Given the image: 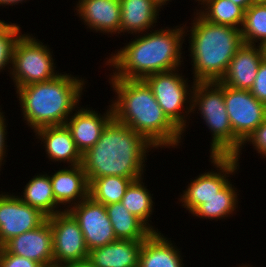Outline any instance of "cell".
Listing matches in <instances>:
<instances>
[{
  "instance_id": "1f68e13d",
  "label": "cell",
  "mask_w": 266,
  "mask_h": 267,
  "mask_svg": "<svg viewBox=\"0 0 266 267\" xmlns=\"http://www.w3.org/2000/svg\"><path fill=\"white\" fill-rule=\"evenodd\" d=\"M250 91L258 101L266 104V59L260 64Z\"/></svg>"
},
{
  "instance_id": "f546056e",
  "label": "cell",
  "mask_w": 266,
  "mask_h": 267,
  "mask_svg": "<svg viewBox=\"0 0 266 267\" xmlns=\"http://www.w3.org/2000/svg\"><path fill=\"white\" fill-rule=\"evenodd\" d=\"M20 30V25L16 23H7L4 20L0 23V72L5 70V67L11 72L14 48L23 35Z\"/></svg>"
},
{
  "instance_id": "44dd1931",
  "label": "cell",
  "mask_w": 266,
  "mask_h": 267,
  "mask_svg": "<svg viewBox=\"0 0 266 267\" xmlns=\"http://www.w3.org/2000/svg\"><path fill=\"white\" fill-rule=\"evenodd\" d=\"M120 4V34L127 32L133 36L154 28L159 18L160 8H163L154 0H120Z\"/></svg>"
},
{
  "instance_id": "60d3db41",
  "label": "cell",
  "mask_w": 266,
  "mask_h": 267,
  "mask_svg": "<svg viewBox=\"0 0 266 267\" xmlns=\"http://www.w3.org/2000/svg\"><path fill=\"white\" fill-rule=\"evenodd\" d=\"M263 50H264V56H265V59H266V45L263 46Z\"/></svg>"
},
{
  "instance_id": "4fadbf2b",
  "label": "cell",
  "mask_w": 266,
  "mask_h": 267,
  "mask_svg": "<svg viewBox=\"0 0 266 267\" xmlns=\"http://www.w3.org/2000/svg\"><path fill=\"white\" fill-rule=\"evenodd\" d=\"M46 219L44 214L24 203L18 195L0 194V241L3 245L15 236L37 228Z\"/></svg>"
},
{
  "instance_id": "2e32d148",
  "label": "cell",
  "mask_w": 266,
  "mask_h": 267,
  "mask_svg": "<svg viewBox=\"0 0 266 267\" xmlns=\"http://www.w3.org/2000/svg\"><path fill=\"white\" fill-rule=\"evenodd\" d=\"M264 59L263 46L243 44L231 59L220 82L234 89L250 91Z\"/></svg>"
},
{
  "instance_id": "6da1fadb",
  "label": "cell",
  "mask_w": 266,
  "mask_h": 267,
  "mask_svg": "<svg viewBox=\"0 0 266 267\" xmlns=\"http://www.w3.org/2000/svg\"><path fill=\"white\" fill-rule=\"evenodd\" d=\"M109 80L117 95L111 102L115 120L142 135L156 149L176 148L182 142V131L167 117L143 79Z\"/></svg>"
},
{
  "instance_id": "e0dca14e",
  "label": "cell",
  "mask_w": 266,
  "mask_h": 267,
  "mask_svg": "<svg viewBox=\"0 0 266 267\" xmlns=\"http://www.w3.org/2000/svg\"><path fill=\"white\" fill-rule=\"evenodd\" d=\"M75 7L79 18L90 30L112 36L120 34V0H81Z\"/></svg>"
},
{
  "instance_id": "ffe728a7",
  "label": "cell",
  "mask_w": 266,
  "mask_h": 267,
  "mask_svg": "<svg viewBox=\"0 0 266 267\" xmlns=\"http://www.w3.org/2000/svg\"><path fill=\"white\" fill-rule=\"evenodd\" d=\"M142 245L143 241L117 239L89 251L87 260L95 267H139Z\"/></svg>"
},
{
  "instance_id": "74e56055",
  "label": "cell",
  "mask_w": 266,
  "mask_h": 267,
  "mask_svg": "<svg viewBox=\"0 0 266 267\" xmlns=\"http://www.w3.org/2000/svg\"><path fill=\"white\" fill-rule=\"evenodd\" d=\"M158 5H160L161 7H162V5H163V7H164V5H167L169 2L168 1H170L171 2V0H154Z\"/></svg>"
},
{
  "instance_id": "ab89813d",
  "label": "cell",
  "mask_w": 266,
  "mask_h": 267,
  "mask_svg": "<svg viewBox=\"0 0 266 267\" xmlns=\"http://www.w3.org/2000/svg\"><path fill=\"white\" fill-rule=\"evenodd\" d=\"M3 244L1 243V241H0V256H1V253H2V250H3Z\"/></svg>"
},
{
  "instance_id": "5b68a950",
  "label": "cell",
  "mask_w": 266,
  "mask_h": 267,
  "mask_svg": "<svg viewBox=\"0 0 266 267\" xmlns=\"http://www.w3.org/2000/svg\"><path fill=\"white\" fill-rule=\"evenodd\" d=\"M196 13V14H195ZM188 31L189 51L195 82H217L225 75L231 59L244 44L241 29L209 22L197 11ZM186 26V27H185Z\"/></svg>"
},
{
  "instance_id": "7a4b0ae2",
  "label": "cell",
  "mask_w": 266,
  "mask_h": 267,
  "mask_svg": "<svg viewBox=\"0 0 266 267\" xmlns=\"http://www.w3.org/2000/svg\"><path fill=\"white\" fill-rule=\"evenodd\" d=\"M184 30L183 25L138 34L109 59L105 58V64L115 70L109 78L144 79L151 74L178 69L184 64L181 50L187 34Z\"/></svg>"
},
{
  "instance_id": "d590c367",
  "label": "cell",
  "mask_w": 266,
  "mask_h": 267,
  "mask_svg": "<svg viewBox=\"0 0 266 267\" xmlns=\"http://www.w3.org/2000/svg\"><path fill=\"white\" fill-rule=\"evenodd\" d=\"M230 1L242 7L244 10H247L254 3V0H230Z\"/></svg>"
},
{
  "instance_id": "d6986e66",
  "label": "cell",
  "mask_w": 266,
  "mask_h": 267,
  "mask_svg": "<svg viewBox=\"0 0 266 267\" xmlns=\"http://www.w3.org/2000/svg\"><path fill=\"white\" fill-rule=\"evenodd\" d=\"M34 132L41 144H44L49 161L67 162L69 167L82 164V155L76 148L73 137L65 124L45 126Z\"/></svg>"
},
{
  "instance_id": "8fae6325",
  "label": "cell",
  "mask_w": 266,
  "mask_h": 267,
  "mask_svg": "<svg viewBox=\"0 0 266 267\" xmlns=\"http://www.w3.org/2000/svg\"><path fill=\"white\" fill-rule=\"evenodd\" d=\"M224 103L233 135L241 144L266 119V104L258 101L249 90L224 85Z\"/></svg>"
},
{
  "instance_id": "8992f818",
  "label": "cell",
  "mask_w": 266,
  "mask_h": 267,
  "mask_svg": "<svg viewBox=\"0 0 266 267\" xmlns=\"http://www.w3.org/2000/svg\"><path fill=\"white\" fill-rule=\"evenodd\" d=\"M192 91V113L196 112L211 132L210 156H234L242 144L233 135V129L224 103V84L195 82Z\"/></svg>"
},
{
  "instance_id": "d6a6232c",
  "label": "cell",
  "mask_w": 266,
  "mask_h": 267,
  "mask_svg": "<svg viewBox=\"0 0 266 267\" xmlns=\"http://www.w3.org/2000/svg\"><path fill=\"white\" fill-rule=\"evenodd\" d=\"M0 267H42L39 263L8 253L4 248L0 256Z\"/></svg>"
},
{
  "instance_id": "8d00e7d4",
  "label": "cell",
  "mask_w": 266,
  "mask_h": 267,
  "mask_svg": "<svg viewBox=\"0 0 266 267\" xmlns=\"http://www.w3.org/2000/svg\"><path fill=\"white\" fill-rule=\"evenodd\" d=\"M25 2L26 3V1L27 0H0V6L2 5V6H6V5H8V6H13V5H18L19 3H21L22 4V2Z\"/></svg>"
},
{
  "instance_id": "b9f144b4",
  "label": "cell",
  "mask_w": 266,
  "mask_h": 267,
  "mask_svg": "<svg viewBox=\"0 0 266 267\" xmlns=\"http://www.w3.org/2000/svg\"><path fill=\"white\" fill-rule=\"evenodd\" d=\"M248 266H249V267H252V266H250V265H242V266L239 265V267H248Z\"/></svg>"
},
{
  "instance_id": "30bf717a",
  "label": "cell",
  "mask_w": 266,
  "mask_h": 267,
  "mask_svg": "<svg viewBox=\"0 0 266 267\" xmlns=\"http://www.w3.org/2000/svg\"><path fill=\"white\" fill-rule=\"evenodd\" d=\"M47 219L52 229L53 266L86 260L89 250L73 215L66 210Z\"/></svg>"
},
{
  "instance_id": "484cf974",
  "label": "cell",
  "mask_w": 266,
  "mask_h": 267,
  "mask_svg": "<svg viewBox=\"0 0 266 267\" xmlns=\"http://www.w3.org/2000/svg\"><path fill=\"white\" fill-rule=\"evenodd\" d=\"M231 181L220 190L216 196L207 200V203L198 206L191 214L200 219H212L218 221L235 213L238 208V192ZM231 214V215H230Z\"/></svg>"
},
{
  "instance_id": "4dcf8cb0",
  "label": "cell",
  "mask_w": 266,
  "mask_h": 267,
  "mask_svg": "<svg viewBox=\"0 0 266 267\" xmlns=\"http://www.w3.org/2000/svg\"><path fill=\"white\" fill-rule=\"evenodd\" d=\"M252 144L254 149L258 151L264 158L266 157V119L247 137L242 143L241 149L233 156L238 162L240 159V153L244 144Z\"/></svg>"
},
{
  "instance_id": "83f0119b",
  "label": "cell",
  "mask_w": 266,
  "mask_h": 267,
  "mask_svg": "<svg viewBox=\"0 0 266 267\" xmlns=\"http://www.w3.org/2000/svg\"><path fill=\"white\" fill-rule=\"evenodd\" d=\"M132 181H134L132 178L115 175L94 178L89 183V196L104 206L118 203Z\"/></svg>"
},
{
  "instance_id": "603a6c76",
  "label": "cell",
  "mask_w": 266,
  "mask_h": 267,
  "mask_svg": "<svg viewBox=\"0 0 266 267\" xmlns=\"http://www.w3.org/2000/svg\"><path fill=\"white\" fill-rule=\"evenodd\" d=\"M23 191V195L18 197L24 203L38 209L47 218L64 211V209H59L62 206H59L55 201L50 175L47 173L37 174V176L35 174L25 185Z\"/></svg>"
},
{
  "instance_id": "cb8c5ba5",
  "label": "cell",
  "mask_w": 266,
  "mask_h": 267,
  "mask_svg": "<svg viewBox=\"0 0 266 267\" xmlns=\"http://www.w3.org/2000/svg\"><path fill=\"white\" fill-rule=\"evenodd\" d=\"M105 208L117 239L143 241L152 233L140 219L129 213L120 202L109 204Z\"/></svg>"
},
{
  "instance_id": "9c48e42d",
  "label": "cell",
  "mask_w": 266,
  "mask_h": 267,
  "mask_svg": "<svg viewBox=\"0 0 266 267\" xmlns=\"http://www.w3.org/2000/svg\"><path fill=\"white\" fill-rule=\"evenodd\" d=\"M213 167L217 172L211 170L190 180L186 190L178 199L182 206L189 212H193L201 204L207 203V200L216 196L230 181L227 177L237 173L239 162L233 156H210Z\"/></svg>"
},
{
  "instance_id": "52a82bcc",
  "label": "cell",
  "mask_w": 266,
  "mask_h": 267,
  "mask_svg": "<svg viewBox=\"0 0 266 267\" xmlns=\"http://www.w3.org/2000/svg\"><path fill=\"white\" fill-rule=\"evenodd\" d=\"M53 52L32 34H23L17 41L11 72L15 89L56 78L59 74L53 59Z\"/></svg>"
},
{
  "instance_id": "7402d4cb",
  "label": "cell",
  "mask_w": 266,
  "mask_h": 267,
  "mask_svg": "<svg viewBox=\"0 0 266 267\" xmlns=\"http://www.w3.org/2000/svg\"><path fill=\"white\" fill-rule=\"evenodd\" d=\"M161 234L152 232L143 240L139 267H184L180 249Z\"/></svg>"
},
{
  "instance_id": "277c9868",
  "label": "cell",
  "mask_w": 266,
  "mask_h": 267,
  "mask_svg": "<svg viewBox=\"0 0 266 267\" xmlns=\"http://www.w3.org/2000/svg\"><path fill=\"white\" fill-rule=\"evenodd\" d=\"M85 83L82 77L61 73L52 80L17 88L27 125L34 131L45 126L64 125L79 106Z\"/></svg>"
},
{
  "instance_id": "ac0fdd59",
  "label": "cell",
  "mask_w": 266,
  "mask_h": 267,
  "mask_svg": "<svg viewBox=\"0 0 266 267\" xmlns=\"http://www.w3.org/2000/svg\"><path fill=\"white\" fill-rule=\"evenodd\" d=\"M50 180L55 201L59 206L64 205V211L89 196V182L82 164L57 170Z\"/></svg>"
},
{
  "instance_id": "5bb4252c",
  "label": "cell",
  "mask_w": 266,
  "mask_h": 267,
  "mask_svg": "<svg viewBox=\"0 0 266 267\" xmlns=\"http://www.w3.org/2000/svg\"><path fill=\"white\" fill-rule=\"evenodd\" d=\"M3 247L8 253L33 260L42 267L53 266L52 229L48 219L37 228L11 238Z\"/></svg>"
},
{
  "instance_id": "f1b7e54d",
  "label": "cell",
  "mask_w": 266,
  "mask_h": 267,
  "mask_svg": "<svg viewBox=\"0 0 266 267\" xmlns=\"http://www.w3.org/2000/svg\"><path fill=\"white\" fill-rule=\"evenodd\" d=\"M241 37L244 44L266 45V3L254 2L245 10Z\"/></svg>"
},
{
  "instance_id": "ba28073f",
  "label": "cell",
  "mask_w": 266,
  "mask_h": 267,
  "mask_svg": "<svg viewBox=\"0 0 266 267\" xmlns=\"http://www.w3.org/2000/svg\"><path fill=\"white\" fill-rule=\"evenodd\" d=\"M178 70L180 71V69H175L151 74L143 80L151 88L157 103L167 117L184 133L188 127L186 123H189L186 119L192 112V99L190 98H192L193 89L191 88H193L195 81L192 82V87H190L187 83L188 78L185 79L182 72L180 74Z\"/></svg>"
},
{
  "instance_id": "4316f807",
  "label": "cell",
  "mask_w": 266,
  "mask_h": 267,
  "mask_svg": "<svg viewBox=\"0 0 266 267\" xmlns=\"http://www.w3.org/2000/svg\"><path fill=\"white\" fill-rule=\"evenodd\" d=\"M196 11L206 20L215 24L228 25L241 29L245 10L230 0H201ZM203 5V6H202Z\"/></svg>"
},
{
  "instance_id": "9a60e30c",
  "label": "cell",
  "mask_w": 266,
  "mask_h": 267,
  "mask_svg": "<svg viewBox=\"0 0 266 267\" xmlns=\"http://www.w3.org/2000/svg\"><path fill=\"white\" fill-rule=\"evenodd\" d=\"M78 108L80 107H77L65 125L73 137L76 148L83 155L98 142L103 129L113 118V112L111 104L103 114L88 107Z\"/></svg>"
},
{
  "instance_id": "7c38bea8",
  "label": "cell",
  "mask_w": 266,
  "mask_h": 267,
  "mask_svg": "<svg viewBox=\"0 0 266 267\" xmlns=\"http://www.w3.org/2000/svg\"><path fill=\"white\" fill-rule=\"evenodd\" d=\"M78 221L89 251L117 240L106 208L88 196L68 210Z\"/></svg>"
},
{
  "instance_id": "3957f363",
  "label": "cell",
  "mask_w": 266,
  "mask_h": 267,
  "mask_svg": "<svg viewBox=\"0 0 266 267\" xmlns=\"http://www.w3.org/2000/svg\"><path fill=\"white\" fill-rule=\"evenodd\" d=\"M154 148L142 135L112 118L98 142L82 155L88 182L110 175L133 180L144 177L146 153Z\"/></svg>"
},
{
  "instance_id": "f35d334b",
  "label": "cell",
  "mask_w": 266,
  "mask_h": 267,
  "mask_svg": "<svg viewBox=\"0 0 266 267\" xmlns=\"http://www.w3.org/2000/svg\"><path fill=\"white\" fill-rule=\"evenodd\" d=\"M256 3H266V0H254Z\"/></svg>"
},
{
  "instance_id": "836d02e7",
  "label": "cell",
  "mask_w": 266,
  "mask_h": 267,
  "mask_svg": "<svg viewBox=\"0 0 266 267\" xmlns=\"http://www.w3.org/2000/svg\"><path fill=\"white\" fill-rule=\"evenodd\" d=\"M1 109L2 108H0V168H1V166H2V164H4V163H2V162H4L3 160V158L6 156L7 157V155H6V150H7V142H5V140H7V129H6V127H7V125H6V118H5V115H4V112L2 111L1 112ZM1 171V170H0Z\"/></svg>"
},
{
  "instance_id": "d4e9b609",
  "label": "cell",
  "mask_w": 266,
  "mask_h": 267,
  "mask_svg": "<svg viewBox=\"0 0 266 267\" xmlns=\"http://www.w3.org/2000/svg\"><path fill=\"white\" fill-rule=\"evenodd\" d=\"M143 179L142 177L130 183L120 203L129 213L140 219L152 232H161L158 229L155 230L149 223L150 216L154 210L153 206L155 205H153L154 201L152 200L153 194L146 188L147 186L144 185Z\"/></svg>"
},
{
  "instance_id": "e575fe53",
  "label": "cell",
  "mask_w": 266,
  "mask_h": 267,
  "mask_svg": "<svg viewBox=\"0 0 266 267\" xmlns=\"http://www.w3.org/2000/svg\"><path fill=\"white\" fill-rule=\"evenodd\" d=\"M58 267H95L89 260H83L79 262H71L60 265Z\"/></svg>"
}]
</instances>
